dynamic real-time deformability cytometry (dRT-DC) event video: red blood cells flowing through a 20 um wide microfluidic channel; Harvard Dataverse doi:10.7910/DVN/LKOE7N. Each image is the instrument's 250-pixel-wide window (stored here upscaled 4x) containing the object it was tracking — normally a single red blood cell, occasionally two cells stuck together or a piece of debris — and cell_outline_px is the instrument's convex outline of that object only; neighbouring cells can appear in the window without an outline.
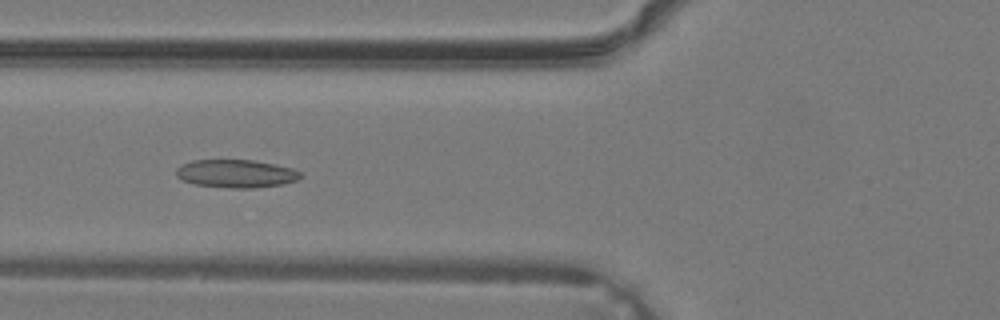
{"species": "common noctule bat (a hibernating species)", "species_latin": "Nyctalus noctula", "temperature_condition": "warm", "stored_images_in_passage": 38, "camera_frame_rate_fps": 3000, "um_per_image_px": 0.085, "animal": {"sex": "male", "body_mass_g": 19.2, "forearm_length_mm": 51.8}, "frame": {"image": 1, "passage_image": 15, "time_ms": 4.667, "image_size_px": [1000, 320], "cell_outline_px": [[300, 180], [280, 184], [252, 188], [232, 188], [196, 184], [184, 180], [176, 176], [176, 168], [192, 160], [252, 160], [292, 168], [300, 172]], "centroid_in_image_um": [20.06, 14.75], "position_along_channel_um": 105.7, "area_um2": 20.0}}
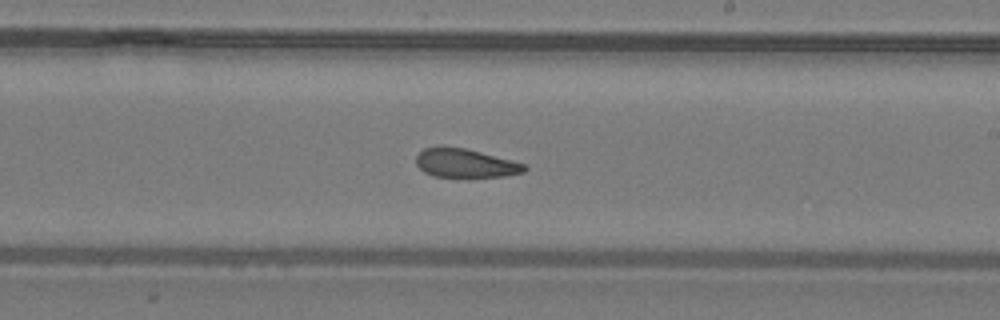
{"frame": {"image": 2, "passage_image": 23, "time_ms": 7.333, "image_size_px": [1000, 320], "cell_outline_px": [[528, 168], [524, 172], [504, 176], [468, 180], [432, 176], [424, 172], [416, 164], [416, 156], [424, 148], [464, 148], [480, 152], [524, 164]], "centroid_in_image_um": [39.56, 13.95], "position_along_channel_um": 249.4, "area_um2": 18.5}}
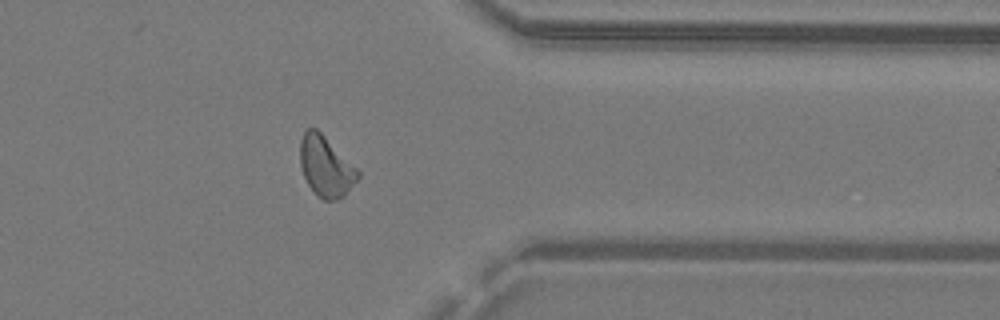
{"frame": {"image": 3, "passage_image": 31, "time_ms": 10.0, "image_size_px": [1000, 320], "cell_outline_px": [[360, 176], [344, 196], [336, 200], [324, 200], [308, 184], [304, 176], [300, 164], [300, 140], [304, 132], [308, 128], [316, 128], [360, 172]], "centroid_in_image_um": [27.68, 14.15], "position_along_channel_um": 383.7, "area_um2": 19.83}}